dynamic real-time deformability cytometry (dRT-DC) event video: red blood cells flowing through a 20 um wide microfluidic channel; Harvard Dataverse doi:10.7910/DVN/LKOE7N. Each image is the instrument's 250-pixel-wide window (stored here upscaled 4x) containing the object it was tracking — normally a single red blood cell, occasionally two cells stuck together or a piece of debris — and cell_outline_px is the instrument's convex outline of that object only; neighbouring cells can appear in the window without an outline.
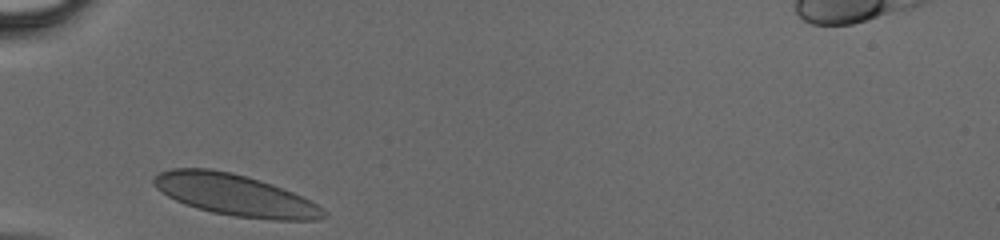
{"species": "human", "species_latin": "Homo sapiens", "temperature_condition": "cold", "stored_images_in_passage": 23, "camera_frame_rate_fps": 3000, "um_per_image_px": 0.085, "donor": {"sex": "male"}, "frame": {"image": 1, "passage_image": 1, "time_ms": 0.0, "image_size_px": [1000, 240], "cell_outline_px": [[328, 216], [316, 220], [272, 220], [236, 216], [212, 212], [196, 208], [184, 204], [168, 196], [156, 188], [152, 184], [152, 180], [160, 172], [172, 168], [212, 168], [232, 172], [248, 176], [272, 184], [292, 192], [316, 204]], "centroid_in_image_um": [19.94, 16.56], "position_along_channel_um": 65.1, "area_um2": 40.86}}
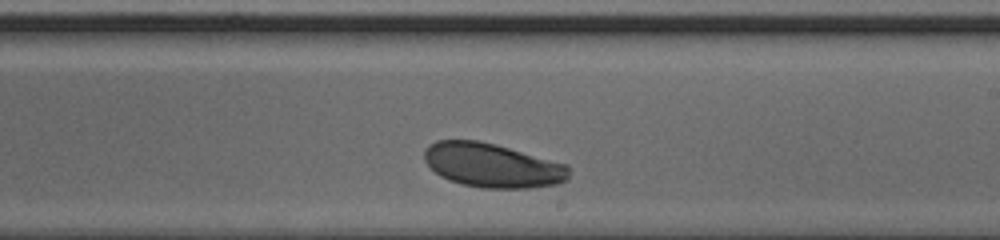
{"frame": {"image": 2, "passage_image": 14, "time_ms": 4.333, "image_size_px": [1000, 240], "cell_outline_px": [[568, 176], [564, 180], [556, 184], [528, 188], [484, 188], [460, 184], [448, 180], [440, 176], [424, 160], [424, 148], [428, 144], [436, 140], [480, 140], [496, 144], [568, 164]], "centroid_in_image_um": [41.81, 14.04], "position_along_channel_um": 247.2, "area_um2": 37.34}}
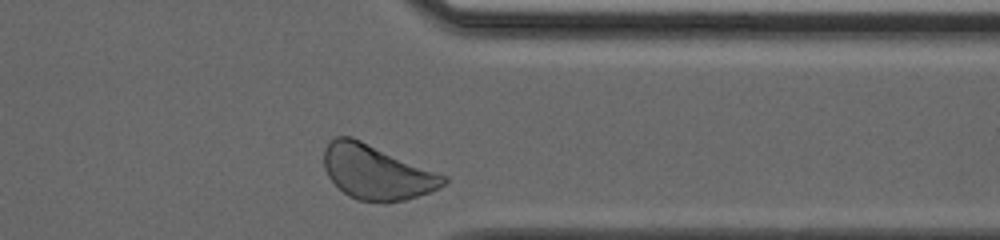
{"frame": {"image": 3, "passage_image": 23, "time_ms": 7.333, "image_size_px": [1000, 240], "cell_outline_px": [[448, 180], [444, 184], [428, 192], [404, 200], [356, 200], [348, 196], [328, 176], [324, 168], [324, 148], [336, 136], [352, 136], [448, 176]], "centroid_in_image_um": [32.0, 14.6], "position_along_channel_um": 379.4, "area_um2": 37.4}}